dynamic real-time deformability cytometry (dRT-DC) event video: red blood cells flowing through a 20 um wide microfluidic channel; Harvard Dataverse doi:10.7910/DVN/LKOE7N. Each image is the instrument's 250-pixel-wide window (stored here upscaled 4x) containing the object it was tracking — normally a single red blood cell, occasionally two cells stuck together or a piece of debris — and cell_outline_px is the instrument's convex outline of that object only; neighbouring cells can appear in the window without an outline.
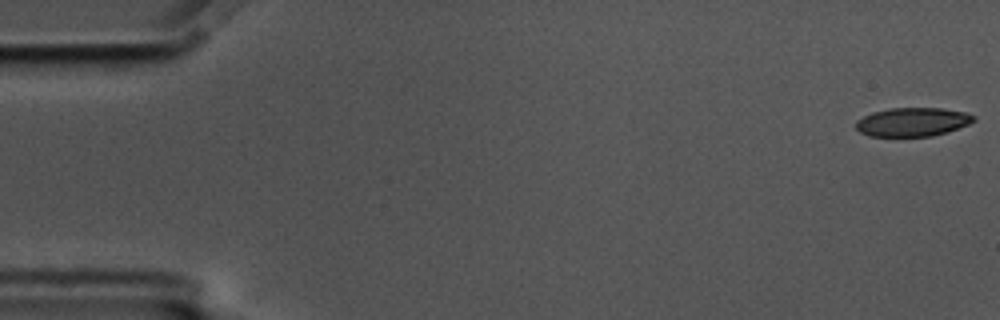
{"species": "common noctule bat (a hibernating species)", "species_latin": "Nyctalus noctula", "temperature_condition": "cold", "stored_images_in_passage": 56, "camera_frame_rate_fps": 3000, "um_per_image_px": 0.085, "animal": {"sex": "male", "body_mass_g": 17.5, "forearm_length_mm": 52.3}, "frame": {"image": 1, "passage_image": 1, "time_ms": 0.0, "image_size_px": [1000, 320], "cell_outline_px": [[976, 120], [968, 124], [948, 132], [932, 136], [868, 136], [860, 132], [856, 128], [856, 120], [872, 112], [888, 108], [940, 108], [968, 112], [976, 116]], "centroid_in_image_um": [77.58, 10.36], "position_along_channel_um": 7.4, "area_um2": 19.88}}
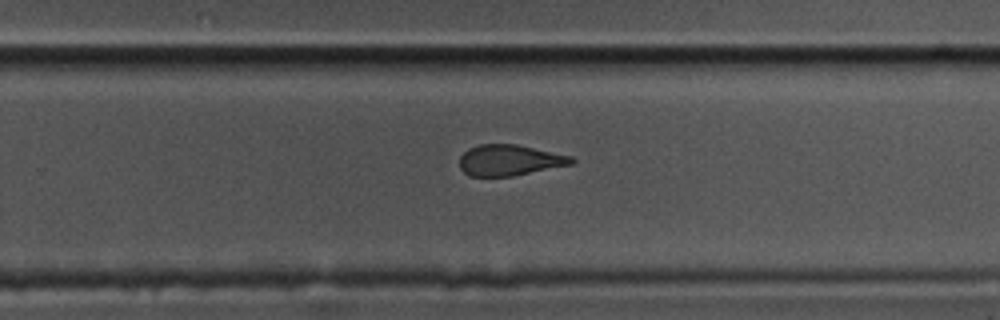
{"frame": {"image": 2, "passage_image": 36, "time_ms": 11.667, "image_size_px": [1000, 320], "cell_outline_px": [[576, 160], [572, 164], [512, 176], [468, 176], [460, 168], [460, 156], [468, 148], [480, 144], [516, 144], [572, 156]], "centroid_in_image_um": [43.3, 13.61], "position_along_channel_um": 286.5, "area_um2": 20.11}}
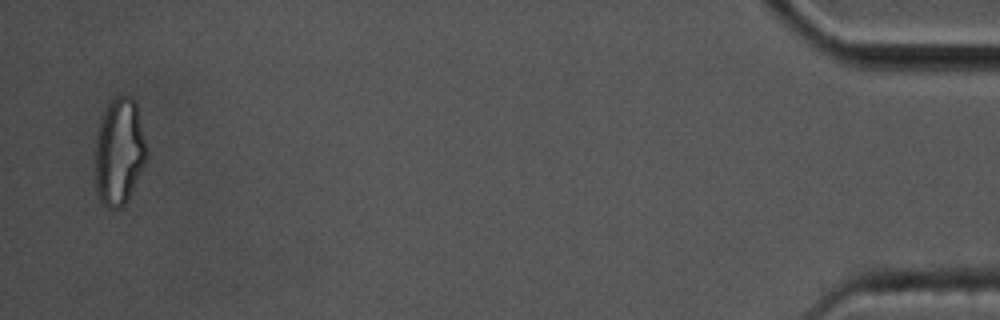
{"frame": {"image": 3, "passage_image": 55, "time_ms": 18.0, "image_size_px": [1000, 320], "cell_outline_px": [[148, 156], [124, 204], [120, 208], [108, 208], [100, 200], [96, 188], [96, 132], [104, 112], [108, 104], [116, 96], [132, 96], [136, 100]], "centroid_in_image_um": [10.13, 12.85], "position_along_channel_um": 425.1, "area_um2": 31.62}, "authors_computed_cell_mechanics": {"area_um2": 21.8484, "velocity_mm_per_s": 3.5776, "shape_relaxation_time_tau1_ms": 7.1573, "shape_relaxation_time_tau2_ms": 2.3145, "deformation_change_tau1": 0.1766, "deformation_change_tau2": 0.107}}